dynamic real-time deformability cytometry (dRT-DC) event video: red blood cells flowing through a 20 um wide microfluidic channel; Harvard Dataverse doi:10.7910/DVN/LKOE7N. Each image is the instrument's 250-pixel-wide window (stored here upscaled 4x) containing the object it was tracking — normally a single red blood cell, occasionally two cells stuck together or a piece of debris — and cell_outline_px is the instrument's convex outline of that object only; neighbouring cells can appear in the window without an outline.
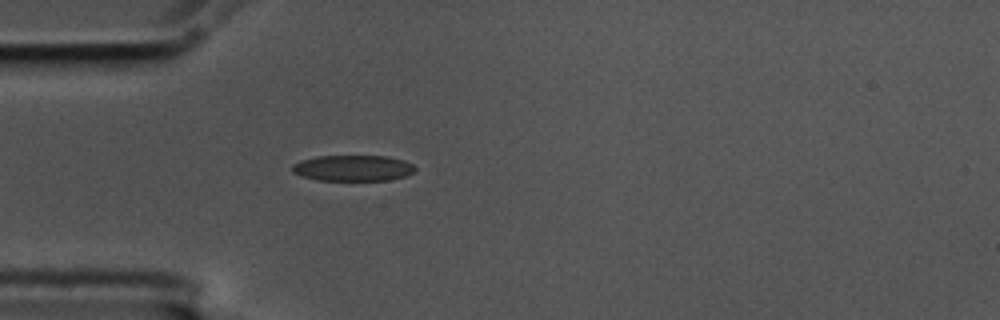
{"species": "common noctule bat (a hibernating species)", "species_latin": "Nyctalus noctula", "temperature_condition": "cold", "stored_images_in_passage": 4, "camera_frame_rate_fps": 3000, "um_per_image_px": 0.085, "animal": {"sex": "male", "body_mass_g": 17.5, "forearm_length_mm": 52.3}, "frame": {"image": 1, "passage_image": 4, "time_ms": 1.0, "image_size_px": [1000, 320], "cell_outline_px": [[416, 168], [412, 172], [404, 176], [388, 180], [316, 180], [292, 172], [292, 164], [300, 160], [316, 156], [388, 156], [404, 160], [412, 164]], "centroid_in_image_um": [29.98, 14.28], "position_along_channel_um": 55.0, "area_um2": 18.5}}